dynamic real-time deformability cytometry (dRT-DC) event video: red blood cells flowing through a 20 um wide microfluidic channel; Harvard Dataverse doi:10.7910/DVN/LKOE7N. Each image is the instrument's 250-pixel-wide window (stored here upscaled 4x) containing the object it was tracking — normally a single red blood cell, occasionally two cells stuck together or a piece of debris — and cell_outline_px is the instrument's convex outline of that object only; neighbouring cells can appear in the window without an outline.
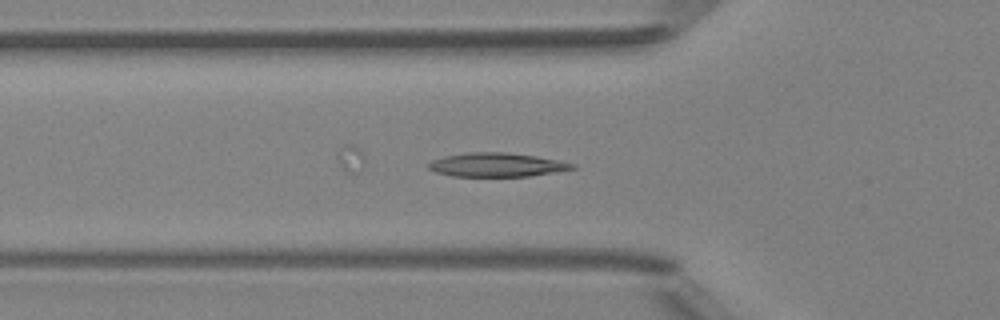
{"species": "Egyptian fruit bat (a non-hibernating species)", "species_latin": "Rousettus aegyptiacus", "temperature_condition": "room temperature", "stored_images_in_passage": 38, "camera_frame_rate_fps": 3000, "um_per_image_px": 0.085, "animal": {"sex": "female"}, "frame": {"image": 1, "passage_image": 17, "time_ms": 5.333, "image_size_px": [1000, 320], "cell_outline_px": [[576, 168], [528, 176], [452, 176], [436, 172], [428, 168], [428, 164], [432, 160], [444, 156], [468, 152], [508, 152], [536, 156], [560, 160], [576, 164]], "centroid_in_image_um": [42.22, 14.0], "position_along_channel_um": 83.6, "area_um2": 19.94}}
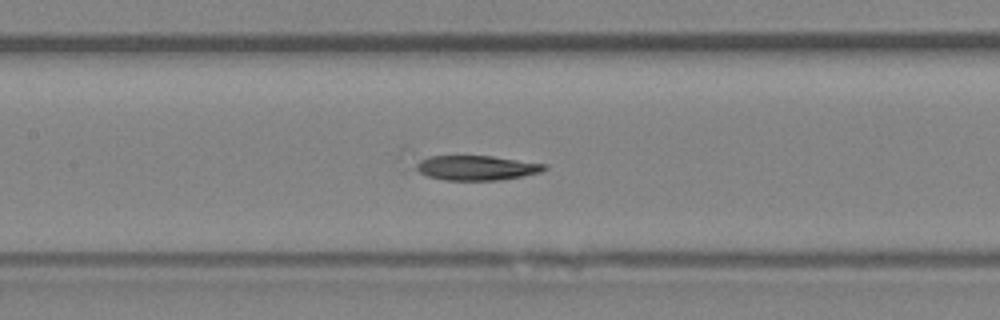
{"frame": {"image": 2, "passage_image": 23, "time_ms": 7.333, "image_size_px": [1000, 320], "cell_outline_px": [[548, 168], [540, 172], [520, 176], [496, 180], [444, 180], [428, 176], [420, 172], [416, 168], [416, 164], [420, 160], [428, 156], [492, 156], [544, 164]], "centroid_in_image_um": [40.47, 14.26], "position_along_channel_um": 166.9, "area_um2": 18.15}}
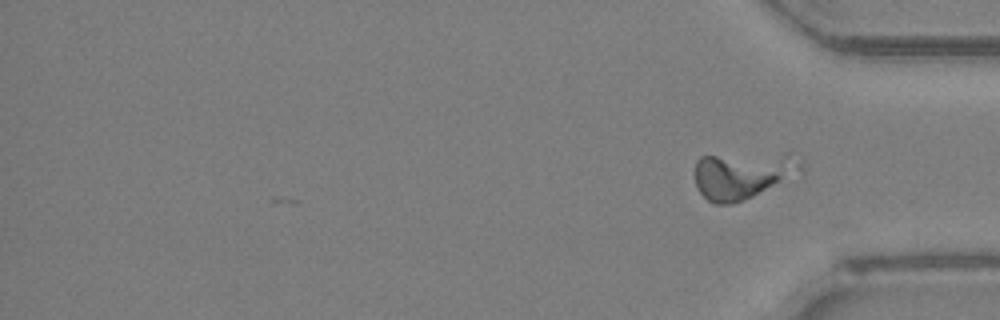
{"frame": {"image": 3, "passage_image": 38, "time_ms": 12.333, "image_size_px": [1000, 320], "cell_outline_px": [[780, 176], [776, 180], [752, 196], [732, 204], [716, 204], [708, 200], [696, 188], [696, 160], [700, 156], [716, 156], [776, 172]], "centroid_in_image_um": [62.06, 15.27], "position_along_channel_um": 373.1, "area_um2": 20.0}}